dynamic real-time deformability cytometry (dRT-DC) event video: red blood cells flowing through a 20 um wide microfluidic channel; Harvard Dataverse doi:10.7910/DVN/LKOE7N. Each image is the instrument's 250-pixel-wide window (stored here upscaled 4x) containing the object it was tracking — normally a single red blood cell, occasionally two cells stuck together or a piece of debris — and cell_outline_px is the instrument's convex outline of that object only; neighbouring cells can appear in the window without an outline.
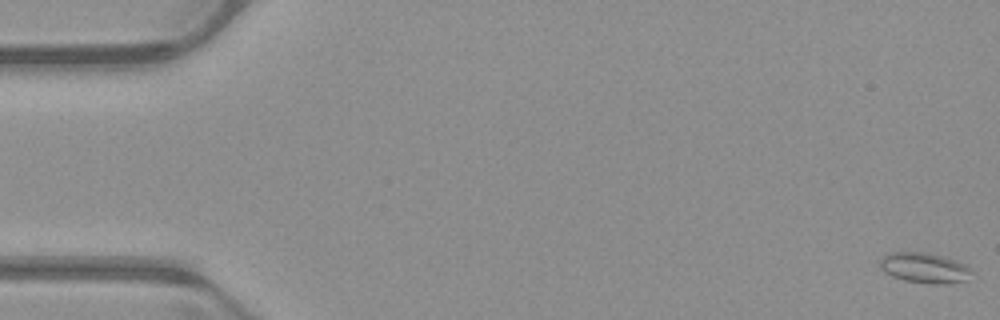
{"species": "common noctule bat (a hibernating species)", "species_latin": "Nyctalus noctula", "temperature_condition": "warm", "stored_images_in_passage": 53, "camera_frame_rate_fps": 3000, "um_per_image_px": 0.085, "animal": {"sex": "male", "body_mass_g": 23.1, "forearm_length_mm": 52.7}, "frame": {"image": 1, "passage_image": 1, "time_ms": 0.0, "image_size_px": [1000, 320], "cell_outline_px": [[972, 272], [964, 280], [948, 284], [932, 284], [904, 280], [892, 276], [884, 272], [880, 268], [880, 260], [888, 252], [928, 252], [944, 256], [956, 260], [972, 268]], "centroid_in_image_um": [78.57, 22.76], "position_along_channel_um": 6.4, "area_um2": 16.3}}
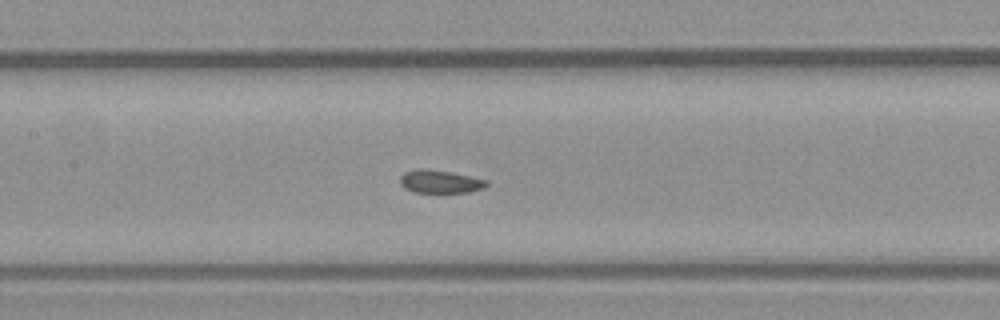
{"frame": {"image": 2, "passage_image": 25, "time_ms": 8.0, "image_size_px": [1000, 320], "cell_outline_px": [[488, 184], [484, 188], [468, 192], [416, 192], [404, 188], [400, 184], [400, 176], [404, 172], [416, 168], [424, 168], [452, 172], [488, 180]], "centroid_in_image_um": [37.39, 15.42], "position_along_channel_um": 170.0, "area_um2": 11.68}}
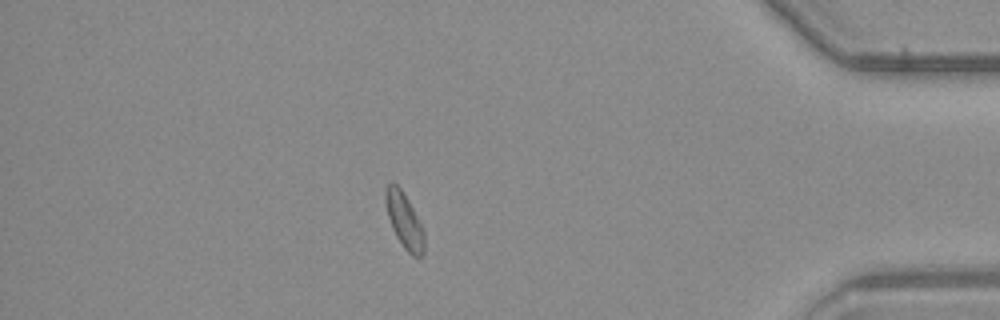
{"frame": {"image": 3, "passage_image": 46, "time_ms": 15.0, "image_size_px": [1000, 320], "cell_outline_px": [[424, 252], [420, 256], [412, 256], [404, 248], [396, 236], [392, 228], [388, 216], [384, 200], [384, 188], [388, 184], [396, 184], [404, 192], [424, 232]], "centroid_in_image_um": [34.34, 18.73], "position_along_channel_um": 400.9, "area_um2": 12.31}}